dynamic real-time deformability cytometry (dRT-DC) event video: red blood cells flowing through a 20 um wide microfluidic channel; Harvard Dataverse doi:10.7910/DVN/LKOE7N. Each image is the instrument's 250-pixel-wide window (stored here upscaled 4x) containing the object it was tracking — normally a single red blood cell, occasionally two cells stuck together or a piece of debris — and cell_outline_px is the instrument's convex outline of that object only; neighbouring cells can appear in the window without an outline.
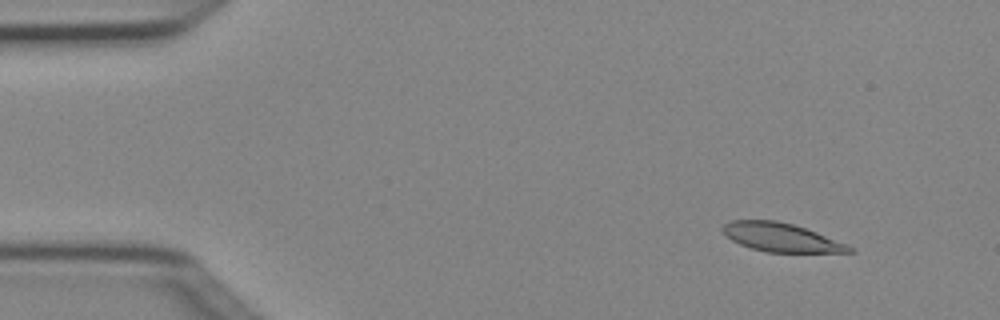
{"species": "Egyptian fruit bat (a non-hibernating species)", "species_latin": "Rousettus aegyptiacus", "temperature_condition": "cold", "stored_images_in_passage": 3, "camera_frame_rate_fps": 3000, "um_per_image_px": 0.085, "animal": {"sex": "female"}, "frame": {"image": 1, "passage_image": 1, "time_ms": 0.0, "image_size_px": [1000, 320], "cell_outline_px": [[856, 252], [764, 252], [740, 244], [732, 240], [720, 228], [728, 220], [776, 220], [792, 224], [816, 232], [844, 244], [852, 248]], "centroid_in_image_um": [66.32, 20.17], "position_along_channel_um": 18.7, "area_um2": 20.75}}
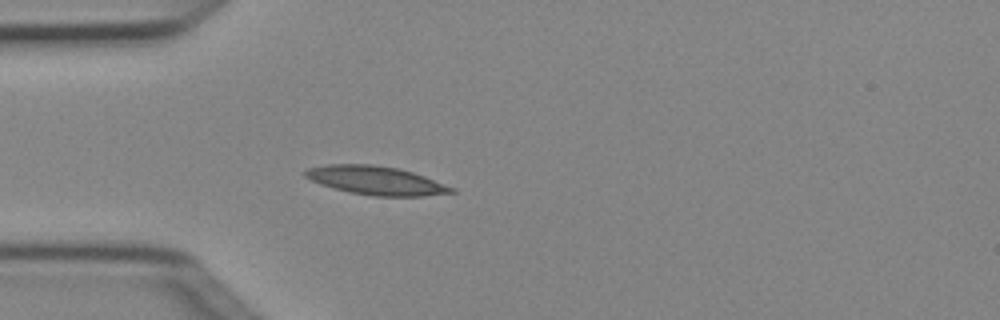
{"frame": {"image": 2, "passage_image": 3, "time_ms": 0.667, "image_size_px": [1000, 320], "cell_outline_px": [[456, 192], [420, 196], [372, 196], [348, 192], [332, 188], [320, 184], [304, 176], [304, 172], [308, 168], [328, 164], [372, 164], [400, 168], [424, 176], [456, 188]], "centroid_in_image_um": [31.95, 15.34], "position_along_channel_um": 53.0, "area_um2": 24.45}}